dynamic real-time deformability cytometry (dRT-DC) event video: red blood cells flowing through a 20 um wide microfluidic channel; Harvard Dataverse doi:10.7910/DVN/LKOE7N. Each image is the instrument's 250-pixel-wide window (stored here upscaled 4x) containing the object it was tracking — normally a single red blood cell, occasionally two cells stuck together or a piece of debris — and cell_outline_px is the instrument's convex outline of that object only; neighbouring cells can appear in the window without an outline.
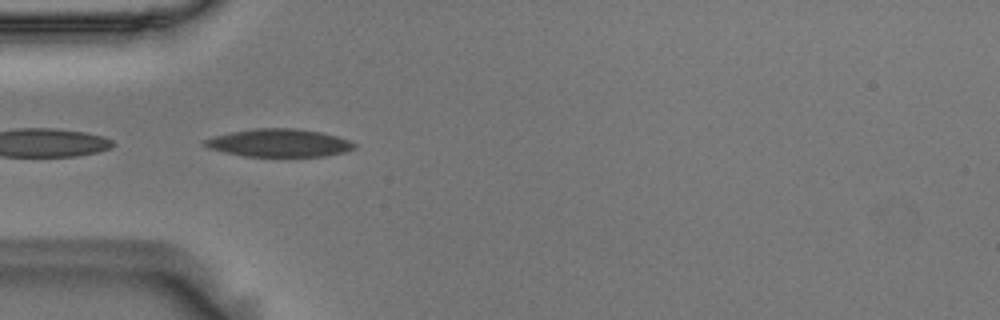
{"species": "Egyptian fruit bat (a non-hibernating species)", "species_latin": "Rousettus aegyptiacus", "temperature_condition": "room temperature", "stored_images_in_passage": 30, "camera_frame_rate_fps": 3000, "um_per_image_px": 0.085, "animal": {"sex": "male"}, "frame": {"image": 1, "passage_image": 9, "time_ms": 2.667, "image_size_px": [1000, 320], "cell_outline_px": [[356, 148], [348, 152], [324, 156], [244, 156], [224, 152], [208, 148], [204, 144], [204, 140], [216, 136], [232, 132], [252, 128], [296, 128], [320, 132], [352, 140], [356, 144]], "centroid_in_image_um": [23.79, 12.15], "position_along_channel_um": 61.2, "area_um2": 24.33}}
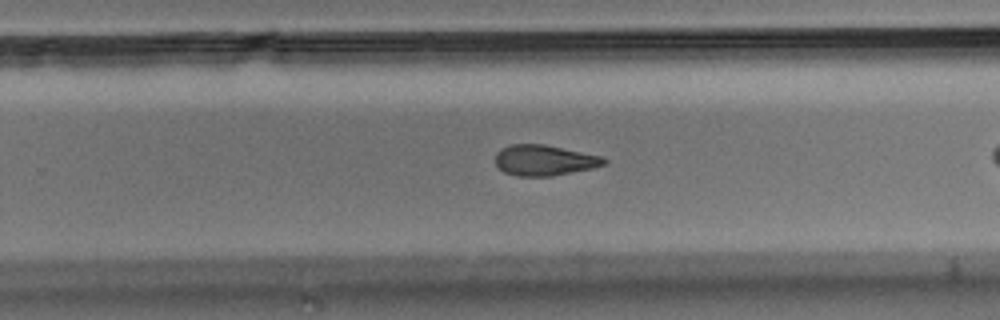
{"frame": {"image": 2, "passage_image": 22, "time_ms": 7.0, "image_size_px": [1000, 320], "cell_outline_px": [[608, 160], [604, 164], [592, 168], [552, 176], [520, 176], [504, 172], [496, 164], [496, 152], [500, 148], [508, 144], [544, 144], [600, 156]], "centroid_in_image_um": [46.23, 13.61], "position_along_channel_um": 283.6, "area_um2": 19.25}}
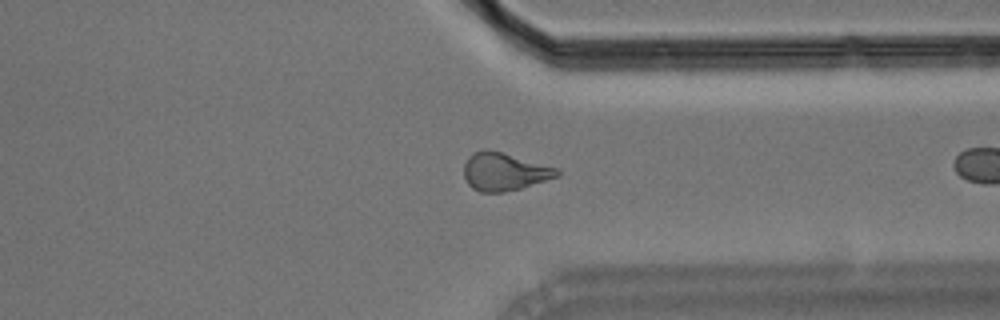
{"frame": {"image": 3, "passage_image": 29, "time_ms": 9.333, "image_size_px": [1000, 320], "cell_outline_px": [[560, 176], [520, 188], [504, 192], [480, 192], [472, 188], [468, 184], [464, 176], [464, 164], [468, 156], [472, 152], [484, 148], [500, 152], [560, 168]], "centroid_in_image_um": [42.86, 14.58], "position_along_channel_um": 368.5, "area_um2": 20.63}}